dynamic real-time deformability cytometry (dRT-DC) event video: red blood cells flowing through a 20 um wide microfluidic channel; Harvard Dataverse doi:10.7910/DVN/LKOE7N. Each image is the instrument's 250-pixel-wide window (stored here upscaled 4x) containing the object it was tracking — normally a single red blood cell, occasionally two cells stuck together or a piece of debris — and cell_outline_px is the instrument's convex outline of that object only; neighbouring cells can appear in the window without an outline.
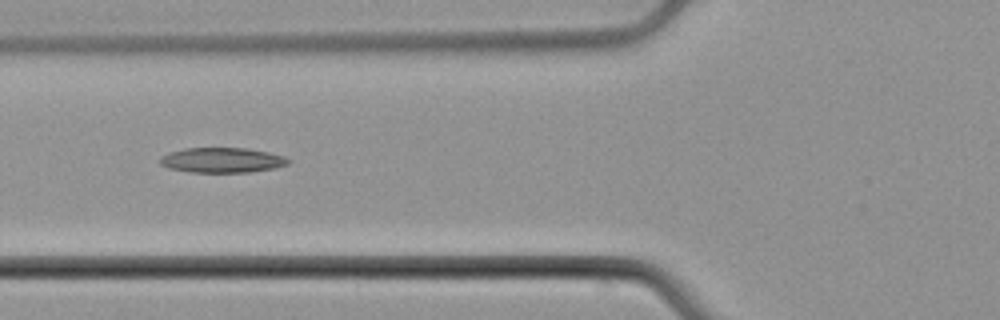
{"species": "common noctule bat (a hibernating species)", "species_latin": "Nyctalus noctula", "temperature_condition": "cold", "stored_images_in_passage": 3, "camera_frame_rate_fps": 3000, "um_per_image_px": 0.085, "animal": {"sex": "male", "body_mass_g": 21.5, "forearm_length_mm": 52.0}, "frame": {"image": 1, "passage_image": 2, "time_ms": 1.333, "image_size_px": [1000, 320], "cell_outline_px": [[292, 160], [288, 164], [276, 168], [248, 172], [192, 172], [168, 168], [160, 164], [160, 156], [168, 152], [184, 148], [248, 148], [268, 152], [284, 156]], "centroid_in_image_um": [18.88, 13.6], "position_along_channel_um": 106.9, "area_um2": 18.84}}
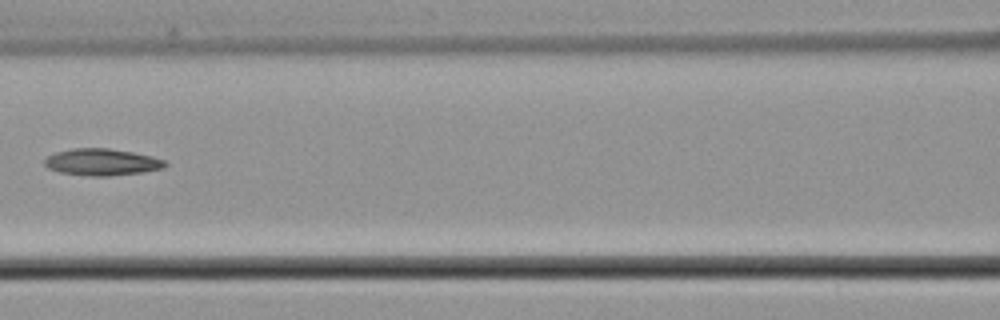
{"frame": {"image": 2, "passage_image": 3, "time_ms": 2.667, "image_size_px": [1000, 320], "cell_outline_px": [[168, 164], [164, 168], [144, 172], [108, 176], [92, 176], [60, 172], [48, 168], [44, 164], [44, 160], [48, 156], [56, 152], [72, 148], [108, 148], [132, 152], [152, 156], [164, 160]], "centroid_in_image_um": [8.68, 13.77], "position_along_channel_um": 157.9, "area_um2": 18.79}}